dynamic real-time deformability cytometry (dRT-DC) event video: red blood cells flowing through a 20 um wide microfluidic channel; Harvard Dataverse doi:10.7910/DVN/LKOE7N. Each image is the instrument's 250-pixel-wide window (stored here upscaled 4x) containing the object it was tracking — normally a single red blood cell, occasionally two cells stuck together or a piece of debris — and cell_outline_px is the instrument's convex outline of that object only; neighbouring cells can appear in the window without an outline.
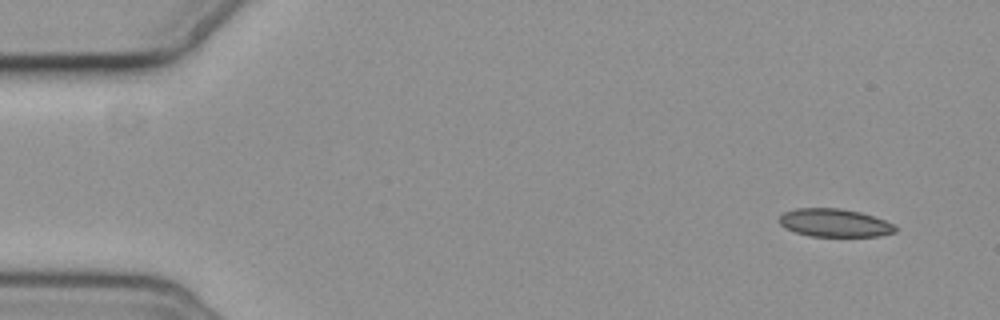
{"species": "common noctule bat (a hibernating species)", "species_latin": "Nyctalus noctula", "temperature_condition": "cold", "stored_images_in_passage": 6, "camera_frame_rate_fps": 3000, "um_per_image_px": 0.085, "animal": {"sex": "female", "body_mass_g": 19.3, "forearm_length_mm": 54.1}, "frame": {"image": 1, "passage_image": 1, "time_ms": 0.0, "image_size_px": [1000, 320], "cell_outline_px": [[896, 232], [876, 236], [808, 236], [796, 232], [780, 224], [780, 216], [784, 212], [796, 208], [840, 208], [860, 212], [884, 220], [892, 224], [896, 228]], "centroid_in_image_um": [70.93, 18.94], "position_along_channel_um": 14.1, "area_um2": 18.73}}
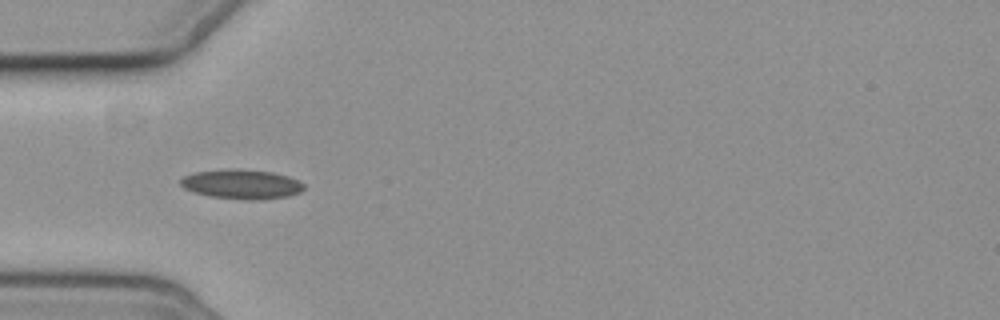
{"frame": {"image": 2, "passage_image": 5, "time_ms": 4.667, "image_size_px": [1000, 320], "cell_outline_px": [[304, 188], [300, 192], [288, 196], [264, 200], [244, 200], [208, 196], [192, 192], [184, 188], [180, 184], [180, 180], [184, 176], [196, 172], [272, 172], [288, 176], [304, 184]], "centroid_in_image_um": [20.56, 15.73], "position_along_channel_um": 64.4, "area_um2": 20.23}}
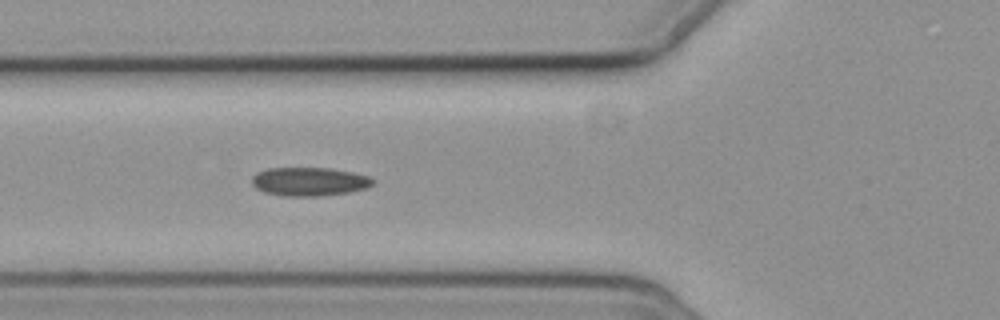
{"frame": {"image": 3, "passage_image": 6, "time_ms": 5.667, "image_size_px": [1000, 320], "cell_outline_px": [[376, 184], [368, 188], [348, 192], [320, 196], [284, 196], [264, 192], [256, 188], [252, 184], [252, 176], [256, 172], [268, 168], [328, 168], [352, 172], [368, 176], [376, 180]], "centroid_in_image_um": [26.31, 15.43], "position_along_channel_um": 99.5, "area_um2": 20.35}}